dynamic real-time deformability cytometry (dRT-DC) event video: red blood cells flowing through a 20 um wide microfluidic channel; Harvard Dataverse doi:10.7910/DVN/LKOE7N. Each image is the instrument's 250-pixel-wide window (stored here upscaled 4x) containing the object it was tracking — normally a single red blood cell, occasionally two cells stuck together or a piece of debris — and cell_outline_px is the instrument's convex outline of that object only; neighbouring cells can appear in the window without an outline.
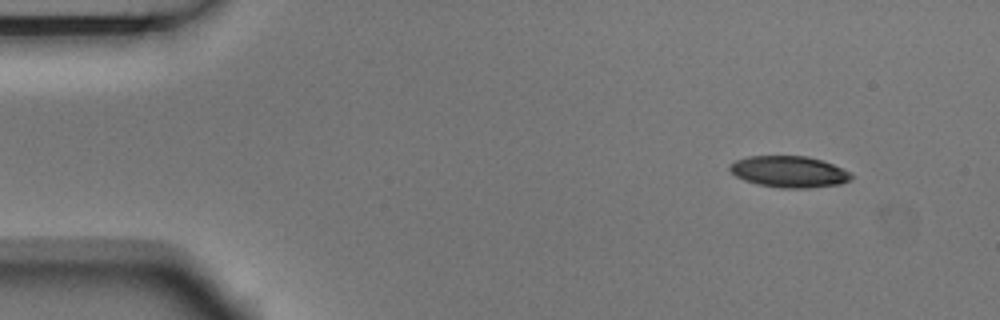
{"species": "Egyptian fruit bat (a non-hibernating species)", "species_latin": "Rousettus aegyptiacus", "temperature_condition": "room temperature", "stored_images_in_passage": 5, "camera_frame_rate_fps": 3000, "um_per_image_px": 0.085, "animal": {"sex": "male"}, "frame": {"image": 1, "passage_image": 1, "time_ms": 0.0, "image_size_px": [1000, 320], "cell_outline_px": [[852, 176], [848, 180], [840, 184], [808, 188], [780, 188], [756, 184], [744, 180], [736, 176], [728, 168], [736, 160], [748, 156], [808, 156], [832, 164], [848, 172]], "centroid_in_image_um": [67.03, 14.6], "position_along_channel_um": 18.0, "area_um2": 21.96}}
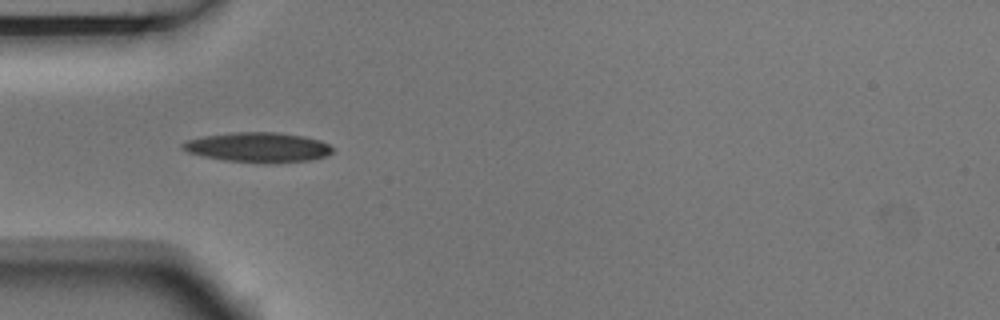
{"frame": {"image": 2, "passage_image": 4, "time_ms": 1.0, "image_size_px": [1000, 320], "cell_outline_px": [[332, 152], [324, 156], [312, 160], [272, 164], [264, 164], [224, 160], [204, 156], [188, 152], [180, 148], [180, 144], [184, 140], [204, 136], [236, 132], [276, 132], [304, 136], [320, 140], [328, 144], [332, 148]], "centroid_in_image_um": [21.92, 12.53], "position_along_channel_um": 63.1, "area_um2": 26.36}}
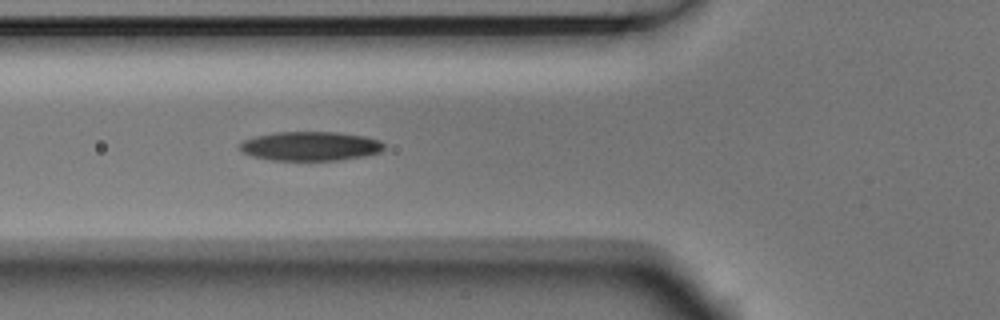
{"frame": {"image": 3, "passage_image": 5, "time_ms": 1.333, "image_size_px": [1000, 320], "cell_outline_px": [[384, 148], [380, 152], [364, 156], [336, 160], [272, 160], [252, 156], [244, 152], [240, 148], [240, 144], [244, 140], [256, 136], [276, 132], [336, 132], [364, 136], [380, 140], [384, 144]], "centroid_in_image_um": [26.4, 12.42], "position_along_channel_um": 99.4, "area_um2": 24.33}}